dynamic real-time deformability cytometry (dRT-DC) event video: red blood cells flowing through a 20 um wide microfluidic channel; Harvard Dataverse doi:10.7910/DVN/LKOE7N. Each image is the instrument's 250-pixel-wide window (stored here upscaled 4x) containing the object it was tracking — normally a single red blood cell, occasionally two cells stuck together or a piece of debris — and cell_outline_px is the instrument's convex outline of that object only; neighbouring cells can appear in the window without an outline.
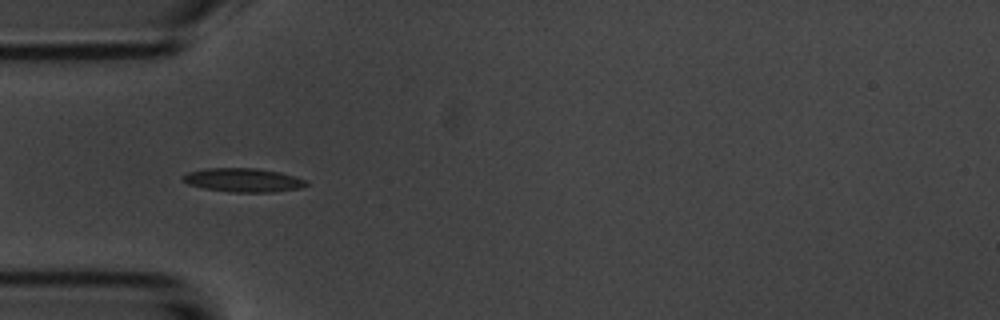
{"species": "common noctule bat (a hibernating species)", "species_latin": "Nyctalus noctula", "temperature_condition": "room temperature", "stored_images_in_passage": 9, "camera_frame_rate_fps": 3000, "um_per_image_px": 0.085, "animal": {"sex": "male", "body_mass_g": 20.1, "forearm_length_mm": 53.5}, "frame": {"image": 1, "passage_image": 1, "time_ms": 0.0, "image_size_px": [1000, 320], "cell_outline_px": [[308, 184], [300, 188], [272, 192], [228, 192], [204, 188], [188, 184], [180, 176], [188, 172], [208, 168], [256, 168], [280, 172], [304, 180]], "centroid_in_image_um": [20.63, 15.31], "position_along_channel_um": 64.4, "area_um2": 16.94}}
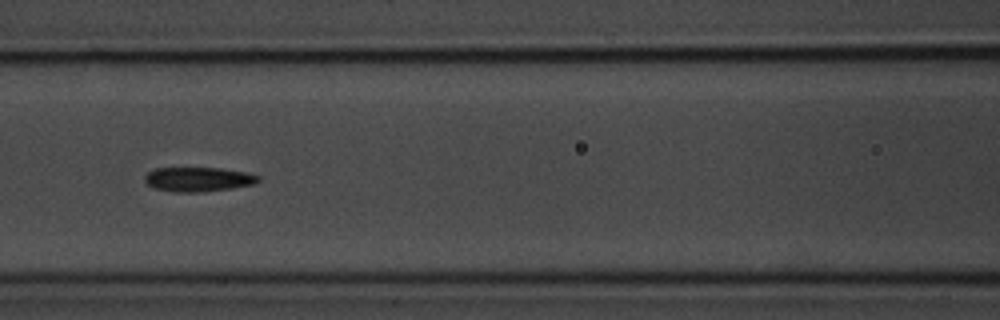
{"frame": {"image": 2, "passage_image": 3, "time_ms": 2.333, "image_size_px": [1000, 320], "cell_outline_px": [[260, 180], [256, 184], [232, 188], [204, 192], [176, 192], [156, 188], [148, 184], [144, 180], [144, 176], [148, 172], [156, 168], [220, 168], [248, 172], [260, 176]], "centroid_in_image_um": [16.9, 15.24], "position_along_channel_um": 149.7, "area_um2": 16.24}}
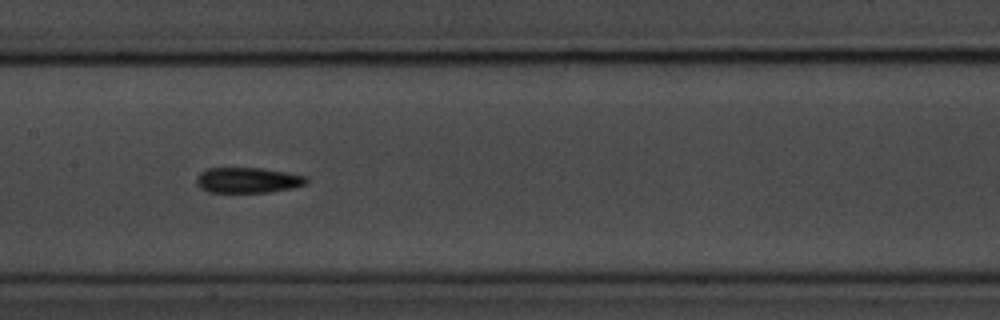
{"frame": {"image": 3, "passage_image": 4, "time_ms": 3.333, "image_size_px": [1000, 320], "cell_outline_px": [[308, 180], [304, 184], [292, 188], [268, 192], [208, 192], [200, 188], [196, 180], [196, 176], [200, 172], [208, 168], [264, 168], [288, 172], [308, 176]], "centroid_in_image_um": [21.07, 15.3], "position_along_channel_um": 186.3, "area_um2": 16.42}}